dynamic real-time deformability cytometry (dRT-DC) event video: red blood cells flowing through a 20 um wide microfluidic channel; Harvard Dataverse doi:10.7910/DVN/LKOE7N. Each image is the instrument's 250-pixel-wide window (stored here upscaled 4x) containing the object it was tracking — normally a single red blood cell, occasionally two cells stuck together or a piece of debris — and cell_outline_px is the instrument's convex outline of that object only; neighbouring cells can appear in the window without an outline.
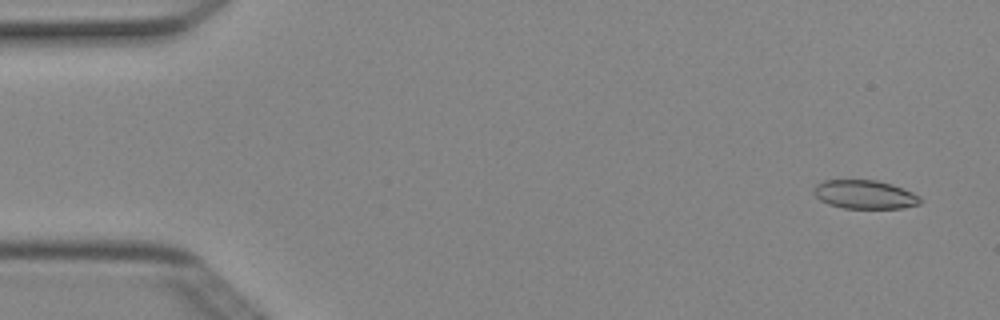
{"species": "Egyptian fruit bat (a non-hibernating species)", "species_latin": "Rousettus aegyptiacus", "temperature_condition": "cold", "stored_images_in_passage": 4, "camera_frame_rate_fps": 3000, "um_per_image_px": 0.085, "animal": {"sex": "female"}, "frame": {"image": 1, "passage_image": 1, "time_ms": 0.0, "image_size_px": [1000, 320], "cell_outline_px": [[920, 204], [904, 208], [844, 208], [828, 204], [820, 200], [812, 192], [812, 188], [816, 184], [824, 180], [876, 180], [892, 184], [912, 192], [920, 196]], "centroid_in_image_um": [73.47, 16.53], "position_along_channel_um": 11.5, "area_um2": 17.86}}
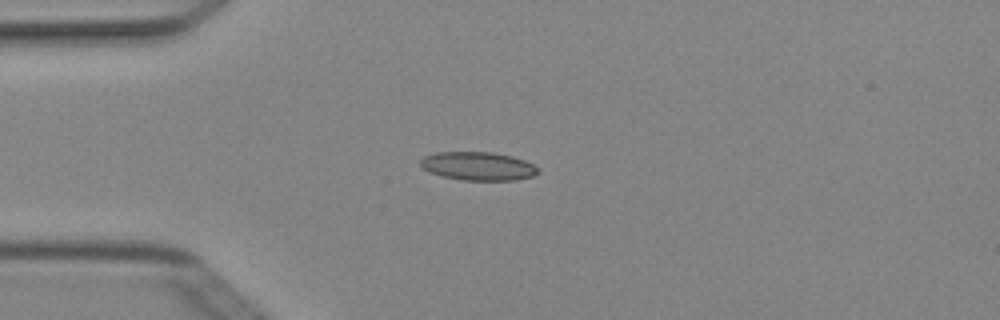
{"frame": {"image": 2, "passage_image": 4, "time_ms": 1.0, "image_size_px": [1000, 320], "cell_outline_px": [[540, 172], [532, 176], [516, 180], [460, 180], [444, 176], [432, 172], [424, 168], [420, 164], [420, 160], [424, 156], [436, 152], [492, 152], [512, 156], [524, 160], [540, 168]], "centroid_in_image_um": [40.67, 14.11], "position_along_channel_um": 44.3, "area_um2": 19.42}}